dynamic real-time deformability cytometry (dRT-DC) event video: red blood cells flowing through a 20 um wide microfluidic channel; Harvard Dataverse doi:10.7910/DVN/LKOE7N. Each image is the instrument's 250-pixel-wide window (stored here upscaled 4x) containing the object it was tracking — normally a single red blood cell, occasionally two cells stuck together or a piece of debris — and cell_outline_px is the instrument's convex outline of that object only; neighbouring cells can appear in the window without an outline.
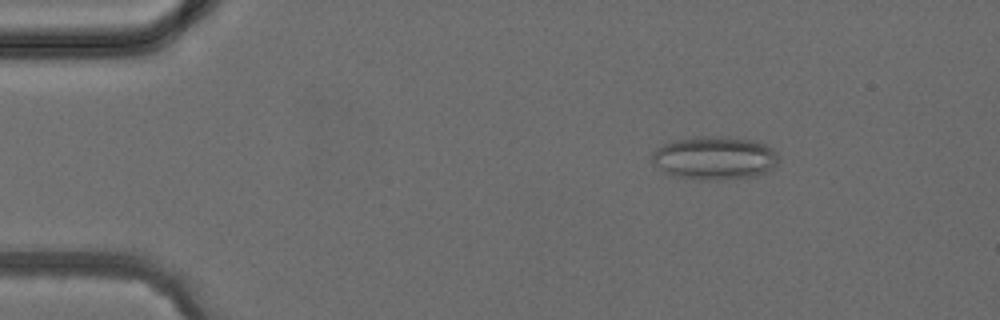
{"species": "common noctule bat (a hibernating species)", "species_latin": "Nyctalus noctula", "temperature_condition": "cold", "stored_images_in_passage": 4, "camera_frame_rate_fps": 3000, "um_per_image_px": 0.085, "animal": {"sex": "female", "body_mass_g": 24.6, "forearm_length_mm": 56.2}, "frame": {"image": 1, "passage_image": 2, "time_ms": 1.0, "image_size_px": [1000, 320], "cell_outline_px": [[776, 164], [772, 168], [764, 172], [752, 176], [716, 180], [708, 180], [676, 176], [668, 172], [656, 164], [652, 160], [652, 152], [656, 148], [672, 140], [700, 136], [728, 136], [756, 140], [772, 148], [776, 152]], "centroid_in_image_um": [60.75, 13.39], "position_along_channel_um": 24.3, "area_um2": 31.56}}
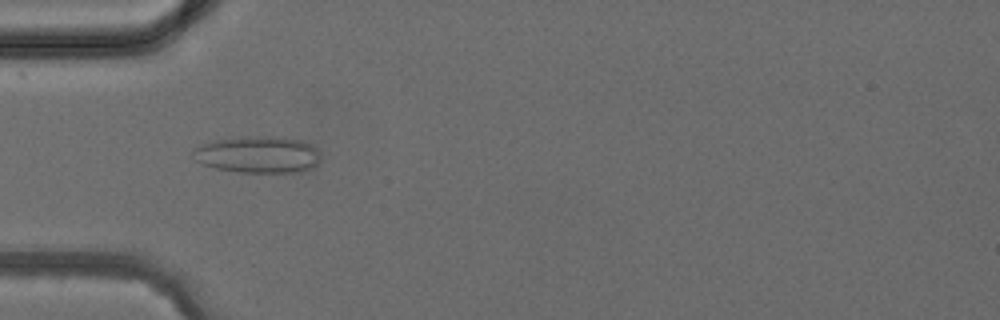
{"frame": {"image": 2, "passage_image": 4, "time_ms": 3.333, "image_size_px": [1000, 320], "cell_outline_px": [[320, 160], [316, 164], [300, 172], [236, 172], [216, 168], [204, 164], [196, 160], [192, 152], [200, 144], [212, 140], [240, 136], [284, 136], [304, 140], [312, 144], [320, 152]], "centroid_in_image_um": [21.95, 13.11], "position_along_channel_um": 63.0, "area_um2": 27.74}}